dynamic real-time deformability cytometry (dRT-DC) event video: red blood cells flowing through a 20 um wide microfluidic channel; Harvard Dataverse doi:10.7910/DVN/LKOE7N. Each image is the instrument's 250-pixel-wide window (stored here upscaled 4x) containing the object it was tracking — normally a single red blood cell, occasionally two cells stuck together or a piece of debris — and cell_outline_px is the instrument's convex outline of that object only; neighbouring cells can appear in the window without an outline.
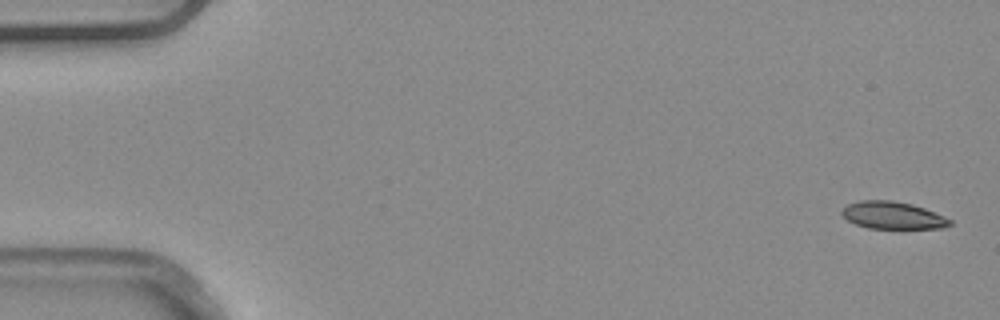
{"species": "common noctule bat (a hibernating species)", "species_latin": "Nyctalus noctula", "temperature_condition": "warm", "stored_images_in_passage": 2, "camera_frame_rate_fps": 3000, "um_per_image_px": 0.085, "animal": {"sex": "male", "body_mass_g": 20.4}, "frame": {"image": 1, "passage_image": 1, "time_ms": 0.0, "image_size_px": [1000, 320], "cell_outline_px": [[952, 224], [944, 228], [868, 228], [856, 224], [848, 220], [840, 212], [848, 204], [860, 200], [892, 200], [912, 204], [924, 208], [944, 216], [952, 220]], "centroid_in_image_um": [75.9, 18.3], "position_along_channel_um": 9.1, "area_um2": 17.11}}
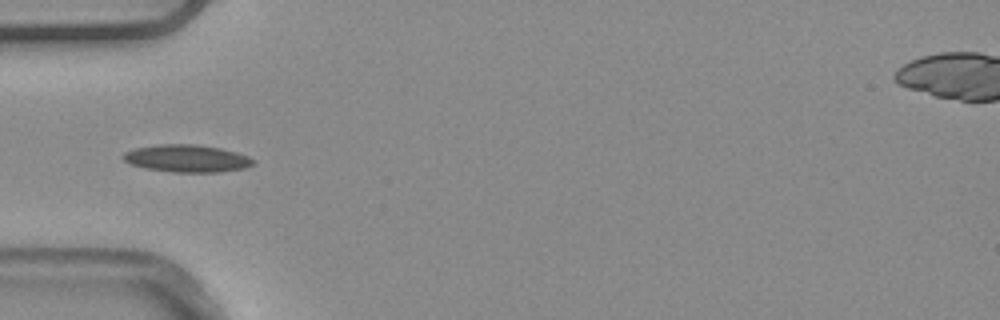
{"frame": {"image": 2, "passage_image": 2, "time_ms": 0.333, "image_size_px": [1000, 320], "cell_outline_px": [[252, 164], [244, 168], [220, 172], [172, 172], [144, 168], [132, 164], [124, 160], [120, 156], [124, 152], [136, 148], [156, 144], [196, 144], [220, 148], [236, 152], [248, 156], [252, 160]], "centroid_in_image_um": [15.84, 13.46], "position_along_channel_um": 69.2, "area_um2": 20.69}}